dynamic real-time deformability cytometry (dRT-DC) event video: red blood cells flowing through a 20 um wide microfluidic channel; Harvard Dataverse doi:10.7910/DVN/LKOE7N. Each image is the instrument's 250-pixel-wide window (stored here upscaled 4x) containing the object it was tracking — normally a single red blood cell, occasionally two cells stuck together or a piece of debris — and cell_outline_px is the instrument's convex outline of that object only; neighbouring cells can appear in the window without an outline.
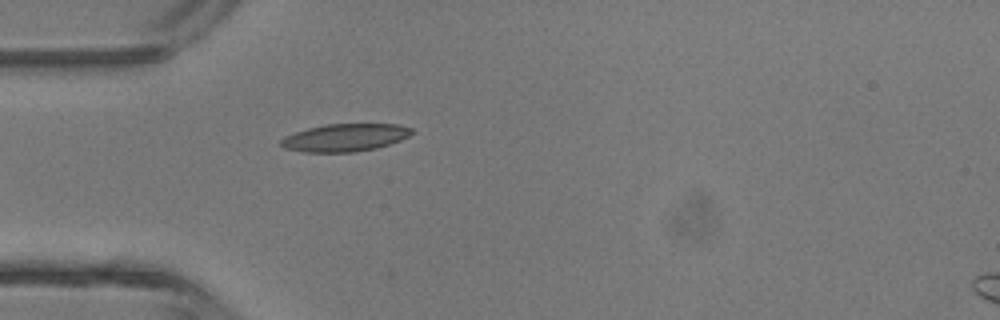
{"species": "common noctule bat (a hibernating species)", "species_latin": "Nyctalus noctula", "temperature_condition": "room temperature", "stored_images_in_passage": 4, "camera_frame_rate_fps": 3000, "um_per_image_px": 0.085, "animal": {"sex": "male", "body_mass_g": 13.3}, "frame": {"image": 1, "passage_image": 4, "time_ms": 1.0, "image_size_px": [1000, 320], "cell_outline_px": [[412, 132], [408, 136], [400, 140], [376, 148], [356, 152], [304, 152], [284, 148], [280, 144], [280, 140], [284, 136], [308, 128], [328, 124], [396, 124], [412, 128]], "centroid_in_image_um": [29.3, 11.7], "position_along_channel_um": 55.7, "area_um2": 20.92}}